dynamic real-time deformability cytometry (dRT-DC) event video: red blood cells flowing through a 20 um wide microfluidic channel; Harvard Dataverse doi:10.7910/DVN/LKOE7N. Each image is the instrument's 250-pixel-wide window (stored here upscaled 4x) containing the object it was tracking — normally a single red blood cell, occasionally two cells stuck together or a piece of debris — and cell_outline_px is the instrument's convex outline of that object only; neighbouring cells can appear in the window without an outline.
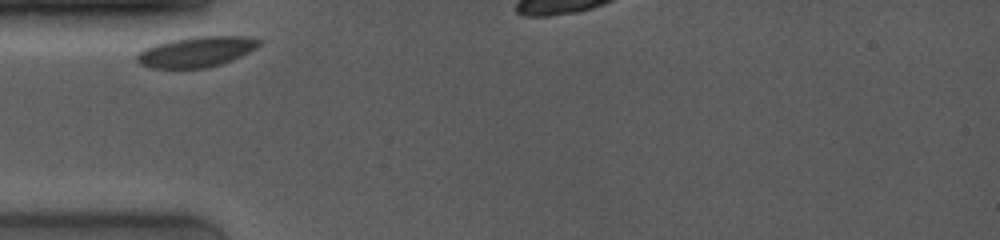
{"species": "common noctule bat (a hibernating species)", "species_latin": "Nyctalus noctula", "temperature_condition": "room temperature", "stored_images_in_passage": 3, "camera_frame_rate_fps": 4000, "um_per_image_px": 0.085, "animal": {"sex": "female", "body_mass_g": 19.0, "forearm_length_mm": 53.3}, "frame": {"image": 1, "passage_image": 1, "time_ms": 0.0, "image_size_px": [1000, 240], "cell_outline_px": [[260, 44], [256, 48], [232, 60], [220, 64], [204, 68], [148, 68], [140, 64], [136, 60], [136, 56], [144, 48], [168, 40], [196, 36], [244, 36], [260, 40]], "centroid_in_image_um": [16.65, 4.4], "position_along_channel_um": 68.3, "area_um2": 21.62}}
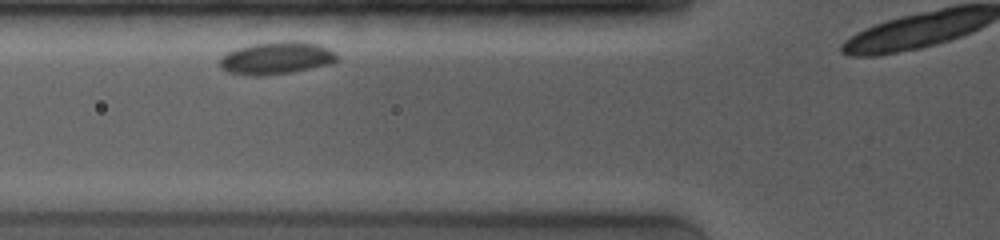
{"frame": {"image": 2, "passage_image": 2, "time_ms": 1.0, "image_size_px": [1000, 240], "cell_outline_px": [[336, 60], [332, 64], [288, 72], [264, 76], [248, 76], [228, 72], [220, 68], [220, 60], [228, 52], [236, 48], [252, 44], [288, 40], [296, 40], [320, 44], [336, 52]], "centroid_in_image_um": [23.5, 4.93], "position_along_channel_um": 102.3, "area_um2": 22.25}}